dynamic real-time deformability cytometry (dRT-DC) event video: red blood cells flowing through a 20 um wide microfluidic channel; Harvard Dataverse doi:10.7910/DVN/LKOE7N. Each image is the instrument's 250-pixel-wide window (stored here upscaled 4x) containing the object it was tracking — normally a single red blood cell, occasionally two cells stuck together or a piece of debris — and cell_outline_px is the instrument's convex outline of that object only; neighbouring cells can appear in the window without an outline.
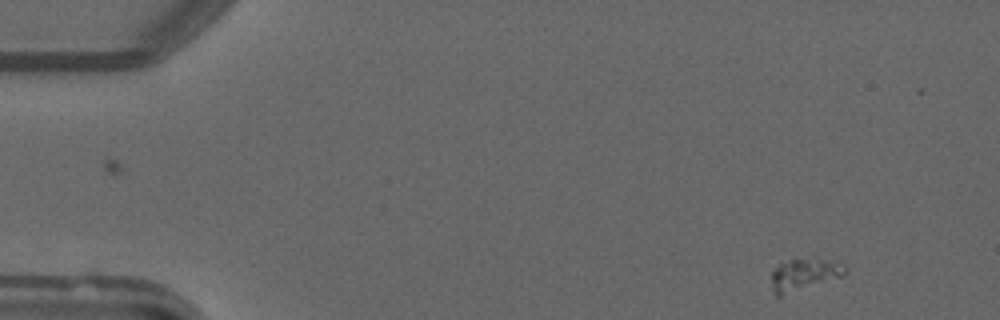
{"species": "common noctule bat (a hibernating species)", "species_latin": "Nyctalus noctula", "temperature_condition": "warm", "stored_images_in_passage": 5, "camera_frame_rate_fps": 3000, "um_per_image_px": 0.085, "animal": {"sex": "male", "forearm_length_mm": 52.5}, "frame": {"image": 1, "passage_image": 1, "time_ms": 0.0, "image_size_px": [1000, 320], "cell_outline_px": [[844, 276], [780, 296], [776, 296], [772, 284], [772, 272], [780, 264], [792, 260], [812, 256], [816, 256], [828, 260], [844, 268]], "centroid_in_image_um": [68.33, 23.31], "position_along_channel_um": 16.7, "area_um2": 13.41}}